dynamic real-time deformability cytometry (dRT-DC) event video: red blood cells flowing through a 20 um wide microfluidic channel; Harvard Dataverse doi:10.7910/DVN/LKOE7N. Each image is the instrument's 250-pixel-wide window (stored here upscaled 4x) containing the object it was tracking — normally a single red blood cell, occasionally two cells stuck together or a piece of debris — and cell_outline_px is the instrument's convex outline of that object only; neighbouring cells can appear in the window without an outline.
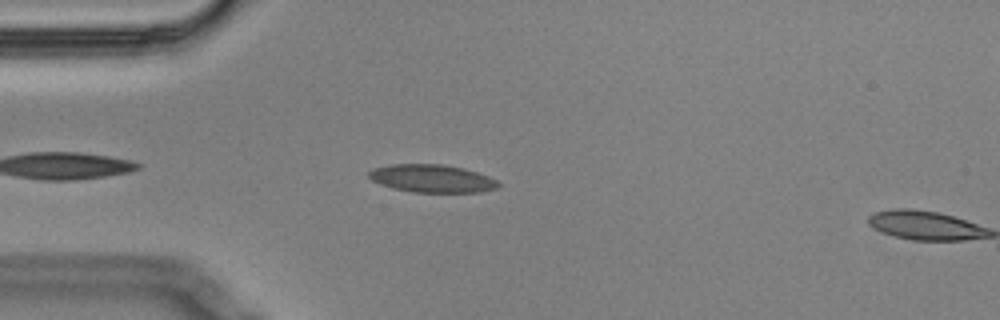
{"species": "Egyptian fruit bat (a non-hibernating species)", "species_latin": "Rousettus aegyptiacus", "temperature_condition": "cold", "stored_images_in_passage": 7, "camera_frame_rate_fps": 3000, "um_per_image_px": 0.085, "animal": {"sex": "male"}, "frame": {"image": 1, "passage_image": 6, "time_ms": 1.667, "image_size_px": [1000, 320], "cell_outline_px": [[500, 184], [496, 188], [480, 192], [412, 192], [392, 188], [380, 184], [372, 180], [368, 176], [368, 172], [376, 168], [392, 164], [440, 164], [464, 168], [488, 176], [496, 180]], "centroid_in_image_um": [36.71, 15.17], "position_along_channel_um": 48.3, "area_um2": 20.87}}